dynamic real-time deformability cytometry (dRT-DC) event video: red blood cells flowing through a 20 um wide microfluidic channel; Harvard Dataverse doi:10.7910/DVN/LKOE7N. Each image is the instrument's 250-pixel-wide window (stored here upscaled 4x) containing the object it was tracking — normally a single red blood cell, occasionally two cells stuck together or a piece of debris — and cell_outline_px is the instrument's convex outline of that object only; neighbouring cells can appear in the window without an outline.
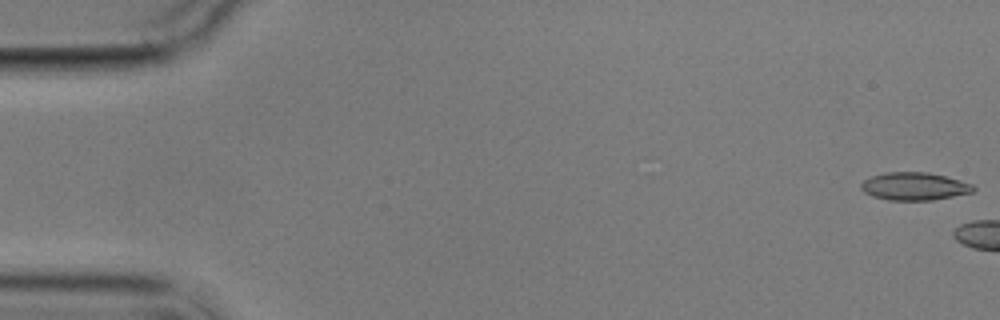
{"species": "common noctule bat (a hibernating species)", "species_latin": "Nyctalus noctula", "temperature_condition": "cold", "stored_images_in_passage": 3, "camera_frame_rate_fps": 3000, "um_per_image_px": 0.085, "animal": {"sex": "male", "body_mass_g": 17.9}, "frame": {"image": 1, "passage_image": 1, "time_ms": 0.0, "image_size_px": [1000, 320], "cell_outline_px": [[976, 188], [972, 192], [932, 200], [888, 200], [872, 196], [864, 192], [860, 188], [860, 184], [864, 180], [872, 176], [884, 172], [928, 172], [960, 180], [972, 184]], "centroid_in_image_um": [77.69, 15.83], "position_along_channel_um": 7.3, "area_um2": 18.15}}